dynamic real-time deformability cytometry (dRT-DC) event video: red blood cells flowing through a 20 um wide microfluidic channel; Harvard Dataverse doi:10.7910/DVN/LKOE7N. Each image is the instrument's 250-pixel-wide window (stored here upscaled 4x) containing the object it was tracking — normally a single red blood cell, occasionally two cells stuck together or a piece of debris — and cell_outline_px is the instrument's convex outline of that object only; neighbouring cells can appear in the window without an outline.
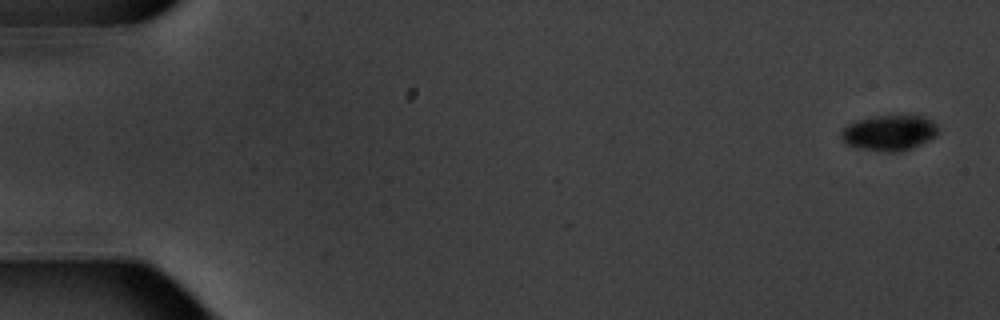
{"species": "common noctule bat (a hibernating species)", "species_latin": "Nyctalus noctula", "temperature_condition": "warm", "stored_images_in_passage": 8, "camera_frame_rate_fps": 3000, "um_per_image_px": 0.085, "animal": {"sex": "male", "body_mass_g": 20.1, "forearm_length_mm": 53.5}, "frame": {"image": 1, "passage_image": 1, "time_ms": 0.0, "image_size_px": [1000, 320], "cell_outline_px": [[940, 132], [936, 136], [912, 148], [900, 152], [884, 152], [856, 148], [844, 144], [840, 136], [840, 132], [848, 124], [856, 120], [872, 116], [920, 116], [932, 120], [940, 128]], "centroid_in_image_um": [75.57, 11.3], "position_along_channel_um": 9.4, "area_um2": 20.4}}
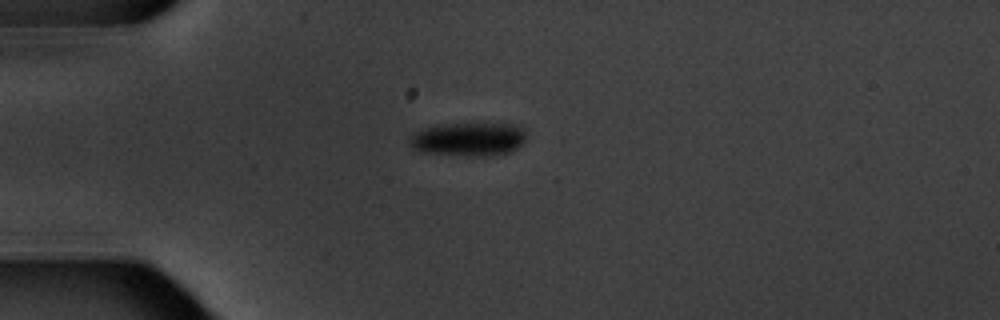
{"frame": {"image": 2, "passage_image": 5, "time_ms": 4.667, "image_size_px": [1000, 320], "cell_outline_px": [[524, 144], [512, 152], [488, 156], [468, 156], [420, 152], [412, 148], [408, 144], [408, 136], [424, 128], [436, 124], [520, 124], [524, 132]], "centroid_in_image_um": [39.8, 11.84], "position_along_channel_um": 45.2, "area_um2": 23.24}}